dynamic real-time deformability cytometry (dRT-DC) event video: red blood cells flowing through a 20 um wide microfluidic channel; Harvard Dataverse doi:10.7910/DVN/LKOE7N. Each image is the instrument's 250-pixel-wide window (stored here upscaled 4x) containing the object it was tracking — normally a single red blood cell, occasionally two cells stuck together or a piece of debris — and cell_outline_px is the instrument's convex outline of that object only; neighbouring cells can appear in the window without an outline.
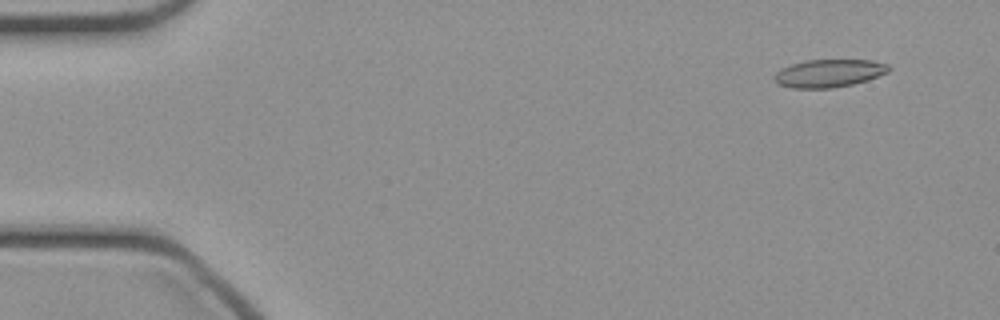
{"species": "common noctule bat (a hibernating species)", "species_latin": "Nyctalus noctula", "temperature_condition": "cold", "stored_images_in_passage": 48, "camera_frame_rate_fps": 3000, "um_per_image_px": 0.085, "animal": {"sex": "female", "body_mass_g": 21.9}, "frame": {"image": 1, "passage_image": 4, "time_ms": 1.0, "image_size_px": [1000, 320], "cell_outline_px": [[892, 68], [888, 72], [868, 80], [852, 84], [832, 88], [792, 88], [776, 84], [772, 76], [776, 72], [792, 64], [804, 60], [872, 60], [888, 64]], "centroid_in_image_um": [70.46, 6.23], "position_along_channel_um": 14.5, "area_um2": 18.67}}
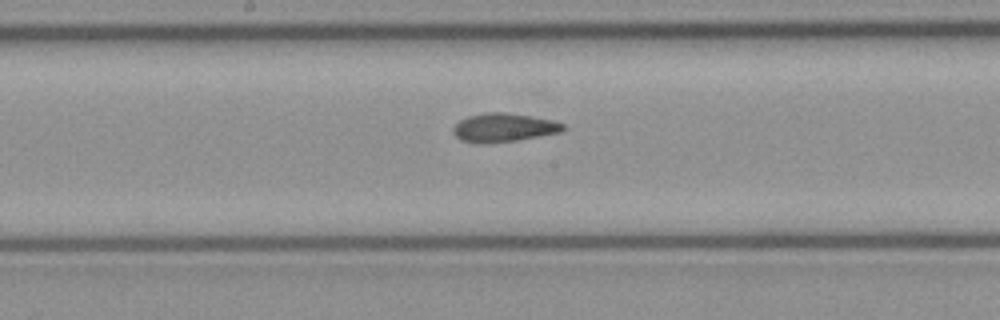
{"frame": {"image": 2, "passage_image": 25, "time_ms": 8.0, "image_size_px": [1000, 320], "cell_outline_px": [[568, 128], [564, 132], [520, 140], [488, 144], [476, 144], [460, 140], [452, 132], [452, 128], [460, 120], [468, 116], [488, 112], [504, 112], [552, 120], [564, 124]], "centroid_in_image_um": [42.83, 10.87], "position_along_channel_um": 205.4, "area_um2": 18.73}}
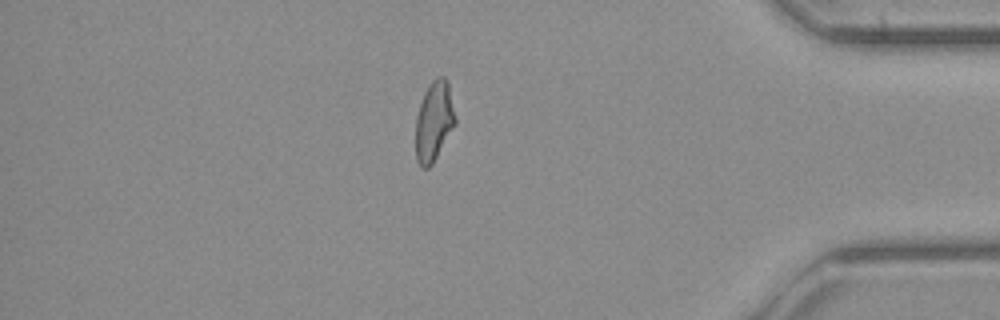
{"frame": {"image": 3, "passage_image": 41, "time_ms": 13.333, "image_size_px": [1000, 320], "cell_outline_px": [[456, 124], [432, 164], [428, 168], [420, 168], [416, 160], [416, 116], [424, 92], [428, 84], [436, 76], [444, 76], [448, 80], [456, 120]], "centroid_in_image_um": [36.89, 10.29], "position_along_channel_um": 398.3, "area_um2": 18.61}}